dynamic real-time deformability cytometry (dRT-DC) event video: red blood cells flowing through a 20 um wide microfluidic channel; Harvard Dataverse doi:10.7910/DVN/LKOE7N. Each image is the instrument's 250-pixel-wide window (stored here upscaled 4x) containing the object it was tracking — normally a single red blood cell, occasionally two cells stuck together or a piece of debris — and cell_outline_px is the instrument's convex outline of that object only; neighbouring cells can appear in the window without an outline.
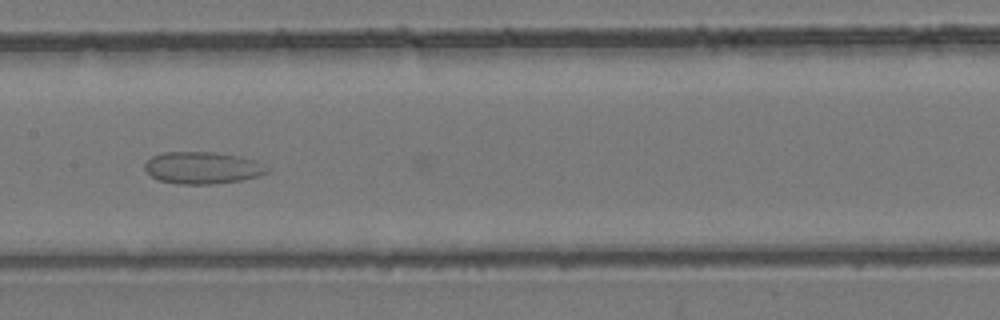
{"species": "common noctule bat (a hibernating species)", "species_latin": "Nyctalus noctula", "temperature_condition": "room temperature", "stored_images_in_passage": 23, "camera_frame_rate_fps": 3000, "um_per_image_px": 0.085, "animal": {"sex": "female", "body_mass_g": 24.6, "forearm_length_mm": 56.2}, "frame": {"image": 1, "passage_image": 15, "time_ms": 4.667, "image_size_px": [1000, 320], "cell_outline_px": [[268, 172], [256, 176], [240, 180], [212, 184], [176, 184], [160, 180], [152, 176], [144, 168], [144, 164], [152, 156], [164, 152], [216, 152], [236, 156], [252, 160], [268, 168]], "centroid_in_image_um": [17.15, 14.26], "position_along_channel_um": 190.3, "area_um2": 22.43}}
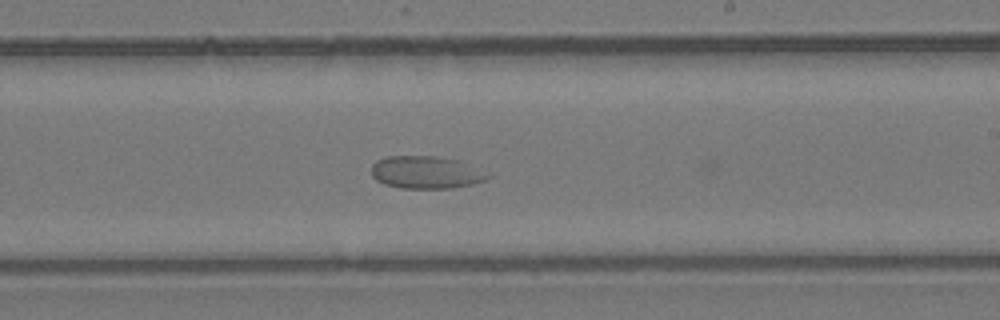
{"frame": {"image": 2, "passage_image": 19, "time_ms": 6.0, "image_size_px": [1000, 320], "cell_outline_px": [[492, 176], [484, 180], [472, 184], [452, 188], [400, 188], [384, 184], [376, 180], [372, 176], [372, 164], [376, 160], [388, 156], [436, 156], [456, 160]], "centroid_in_image_um": [36.13, 14.66], "position_along_channel_um": 252.9, "area_um2": 21.73}}
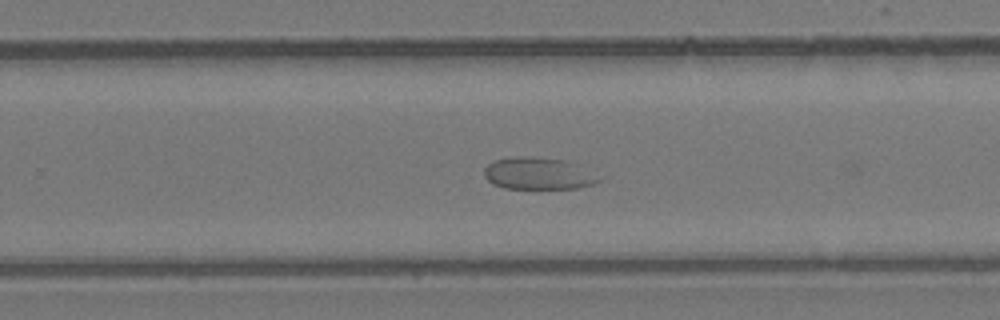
{"frame": {"image": 3, "passage_image": 21, "time_ms": 6.667, "image_size_px": [1000, 320], "cell_outline_px": [[604, 180], [592, 184], [576, 188], [504, 188], [492, 184], [484, 176], [484, 168], [492, 160], [512, 156], [532, 156], [564, 160]], "centroid_in_image_um": [45.64, 14.74], "position_along_channel_um": 284.2, "area_um2": 21.1}}